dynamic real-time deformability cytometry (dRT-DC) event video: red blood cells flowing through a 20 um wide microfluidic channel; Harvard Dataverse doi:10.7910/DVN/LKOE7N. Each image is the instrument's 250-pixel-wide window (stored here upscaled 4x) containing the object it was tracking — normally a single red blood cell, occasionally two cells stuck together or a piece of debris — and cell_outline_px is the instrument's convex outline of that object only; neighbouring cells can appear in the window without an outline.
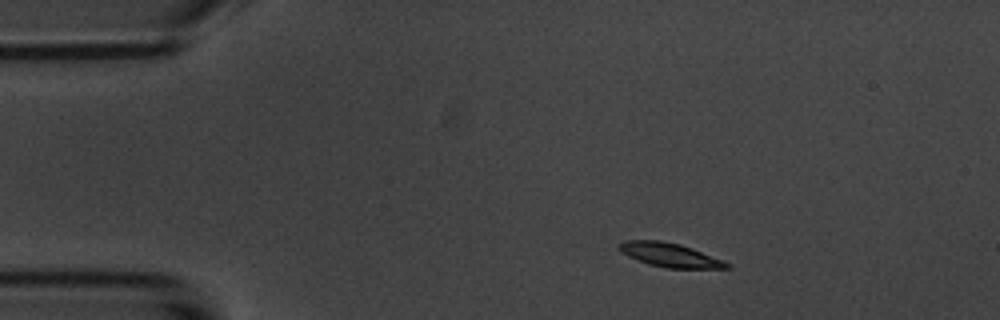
{"species": "common noctule bat (a hibernating species)", "species_latin": "Nyctalus noctula", "temperature_condition": "room temperature", "stored_images_in_passage": 4, "camera_frame_rate_fps": 3000, "um_per_image_px": 0.085, "animal": {"sex": "male", "body_mass_g": 20.1, "forearm_length_mm": 53.5}, "frame": {"image": 1, "passage_image": 2, "time_ms": 1.333, "image_size_px": [1000, 320], "cell_outline_px": [[732, 268], [664, 268], [648, 264], [636, 260], [620, 252], [616, 248], [616, 244], [624, 240], [660, 240], [680, 244], [692, 248], [724, 260], [732, 264]], "centroid_in_image_um": [56.9, 21.67], "position_along_channel_um": 28.1, "area_um2": 15.37}}